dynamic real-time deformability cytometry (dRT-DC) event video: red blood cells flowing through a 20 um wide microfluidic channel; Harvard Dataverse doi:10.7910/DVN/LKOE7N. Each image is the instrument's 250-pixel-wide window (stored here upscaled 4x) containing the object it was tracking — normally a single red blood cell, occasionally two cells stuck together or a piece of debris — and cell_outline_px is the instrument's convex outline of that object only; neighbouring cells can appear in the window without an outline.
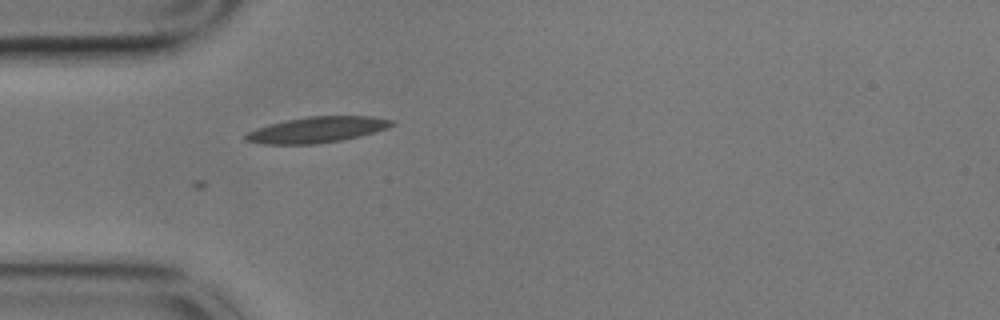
{"species": "common noctule bat (a hibernating species)", "species_latin": "Nyctalus noctula", "temperature_condition": "cold", "stored_images_in_passage": 8, "camera_frame_rate_fps": 3000, "um_per_image_px": 0.085, "animal": {"sex": "male", "body_mass_g": 17.9}, "frame": {"image": 1, "passage_image": 8, "time_ms": 2.333, "image_size_px": [1000, 320], "cell_outline_px": [[396, 124], [360, 136], [340, 140], [312, 144], [264, 144], [244, 140], [244, 136], [248, 132], [256, 128], [268, 124], [308, 116], [372, 116], [392, 120]], "centroid_in_image_um": [26.91, 11.02], "position_along_channel_um": 58.1, "area_um2": 21.73}}